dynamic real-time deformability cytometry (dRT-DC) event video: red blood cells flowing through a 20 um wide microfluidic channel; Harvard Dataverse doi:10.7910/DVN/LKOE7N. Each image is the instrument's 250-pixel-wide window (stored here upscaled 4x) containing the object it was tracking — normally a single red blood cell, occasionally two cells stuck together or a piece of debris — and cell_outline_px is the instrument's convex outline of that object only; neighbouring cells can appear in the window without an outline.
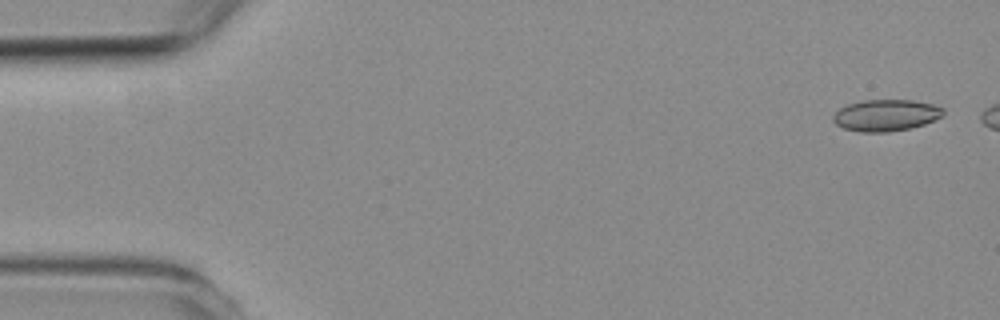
{"species": "common noctule bat (a hibernating species)", "species_latin": "Nyctalus noctula", "temperature_condition": "room temperature", "stored_images_in_passage": 4, "camera_frame_rate_fps": 3000, "um_per_image_px": 0.085, "animal": {"sex": "female", "body_mass_g": 19.3, "forearm_length_mm": 54.1}, "frame": {"image": 1, "passage_image": 1, "time_ms": 0.0, "image_size_px": [1000, 320], "cell_outline_px": [[944, 116], [924, 124], [912, 128], [888, 132], [860, 132], [844, 128], [836, 124], [832, 120], [832, 116], [840, 108], [848, 104], [864, 100], [912, 100], [932, 104], [944, 108]], "centroid_in_image_um": [75.32, 9.8], "position_along_channel_um": 9.7, "area_um2": 20.35}}